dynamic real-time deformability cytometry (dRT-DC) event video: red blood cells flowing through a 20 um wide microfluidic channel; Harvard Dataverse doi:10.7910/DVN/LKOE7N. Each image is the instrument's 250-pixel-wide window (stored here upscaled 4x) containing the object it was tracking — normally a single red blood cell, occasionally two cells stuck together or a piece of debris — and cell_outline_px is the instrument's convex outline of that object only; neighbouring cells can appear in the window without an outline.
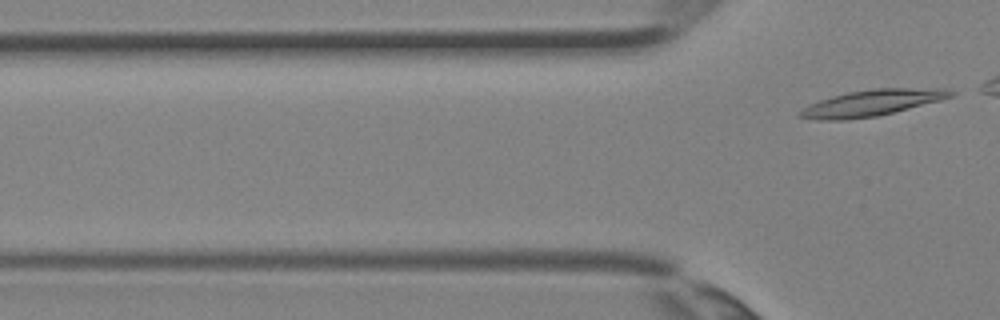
{"species": "Egyptian fruit bat (a non-hibernating species)", "species_latin": "Rousettus aegyptiacus", "temperature_condition": "room temperature", "stored_images_in_passage": 2, "camera_frame_rate_fps": 3000, "um_per_image_px": 0.085, "animal": {"sex": "female"}, "frame": {"image": 1, "passage_image": 2, "time_ms": 0.333, "image_size_px": [1000, 320], "cell_outline_px": [[956, 92], [952, 96], [940, 100], [876, 116], [848, 120], [816, 120], [796, 116], [796, 112], [808, 104], [832, 96], [848, 92], [876, 88], [948, 88]], "centroid_in_image_um": [74.05, 8.75], "position_along_channel_um": 51.8, "area_um2": 23.06}}